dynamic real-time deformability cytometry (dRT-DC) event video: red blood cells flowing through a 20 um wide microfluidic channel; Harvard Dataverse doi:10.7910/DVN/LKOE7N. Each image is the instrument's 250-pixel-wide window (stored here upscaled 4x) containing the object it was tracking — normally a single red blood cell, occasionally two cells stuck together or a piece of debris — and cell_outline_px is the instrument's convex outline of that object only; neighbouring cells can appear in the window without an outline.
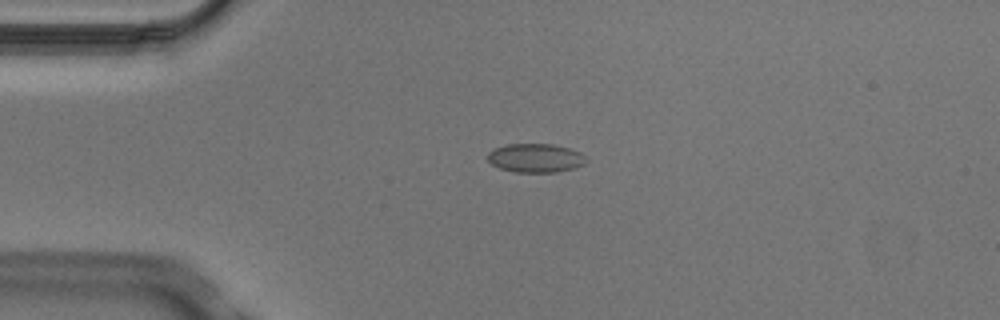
{"species": "Egyptian fruit bat (a non-hibernating species)", "species_latin": "Rousettus aegyptiacus", "temperature_condition": "cold", "stored_images_in_passage": 5, "camera_frame_rate_fps": 3000, "um_per_image_px": 0.085, "animal": {"sex": "male"}, "frame": {"image": 1, "passage_image": 4, "time_ms": 1.0, "image_size_px": [1000, 320], "cell_outline_px": [[588, 160], [584, 164], [572, 168], [556, 172], [516, 172], [500, 168], [492, 164], [488, 160], [488, 152], [492, 148], [508, 144], [552, 144], [568, 148], [580, 152]], "centroid_in_image_um": [45.5, 13.42], "position_along_channel_um": 39.5, "area_um2": 16.47}}